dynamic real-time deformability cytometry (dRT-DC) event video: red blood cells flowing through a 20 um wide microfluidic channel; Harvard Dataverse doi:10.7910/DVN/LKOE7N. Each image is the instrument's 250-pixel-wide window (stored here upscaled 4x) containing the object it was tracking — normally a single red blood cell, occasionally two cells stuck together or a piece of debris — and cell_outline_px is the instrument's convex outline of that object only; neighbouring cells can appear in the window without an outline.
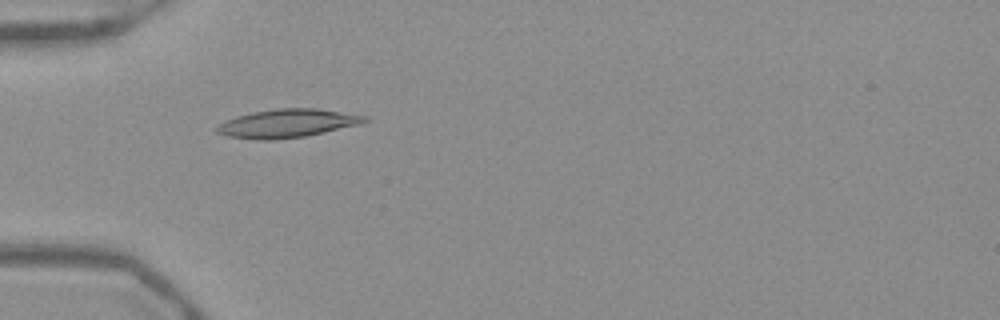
{"species": "Egyptian fruit bat (a non-hibernating species)", "species_latin": "Rousettus aegyptiacus", "temperature_condition": "warm", "stored_images_in_passage": 38, "camera_frame_rate_fps": 3000, "um_per_image_px": 0.085, "frame": {"image": 1, "passage_image": 3, "time_ms": 0.667, "image_size_px": [1000, 320], "cell_outline_px": [[368, 120], [360, 124], [324, 132], [304, 136], [272, 140], [256, 140], [228, 136], [216, 132], [216, 128], [224, 120], [236, 116], [252, 112], [276, 108], [316, 108], [368, 116]], "centroid_in_image_um": [24.4, 10.48], "position_along_channel_um": 60.6, "area_um2": 24.39}}
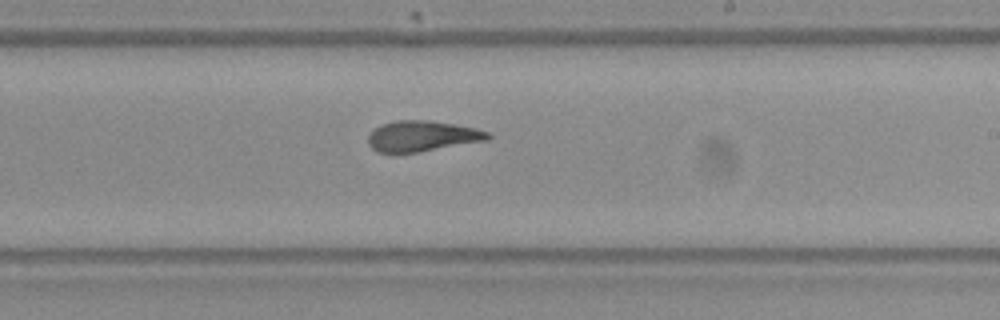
{"frame": {"image": 2, "passage_image": 18, "time_ms": 5.667, "image_size_px": [1000, 320], "cell_outline_px": [[492, 136], [488, 140], [420, 152], [376, 152], [368, 144], [368, 136], [380, 124], [396, 120], [428, 120], [476, 128], [488, 132]], "centroid_in_image_um": [35.89, 11.57], "position_along_channel_um": 253.1, "area_um2": 21.33}}
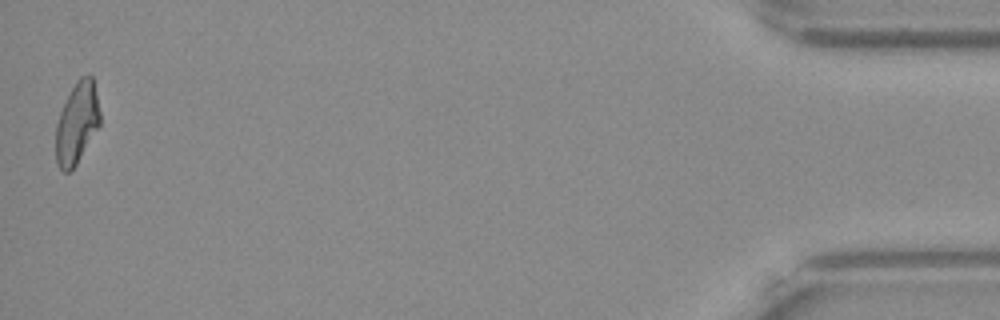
{"frame": {"image": 3, "passage_image": 38, "time_ms": 12.333, "image_size_px": [1000, 320], "cell_outline_px": [[100, 124], [76, 164], [68, 172], [64, 172], [56, 164], [56, 124], [60, 112], [76, 80], [80, 76], [92, 76], [100, 112]], "centroid_in_image_um": [6.53, 10.46], "position_along_channel_um": 428.7, "area_um2": 20.58}, "authors_computed_cell_mechanics": {"area_um2": 22.0507, "velocity_mm_per_s": 3.9302, "shape_relaxation_time_tau1_ms": 10.1303, "shape_relaxation_time_tau2_ms": 2.4971, "deformation_change_tau1": 0.2563, "deformation_change_tau2": 0.0926}}